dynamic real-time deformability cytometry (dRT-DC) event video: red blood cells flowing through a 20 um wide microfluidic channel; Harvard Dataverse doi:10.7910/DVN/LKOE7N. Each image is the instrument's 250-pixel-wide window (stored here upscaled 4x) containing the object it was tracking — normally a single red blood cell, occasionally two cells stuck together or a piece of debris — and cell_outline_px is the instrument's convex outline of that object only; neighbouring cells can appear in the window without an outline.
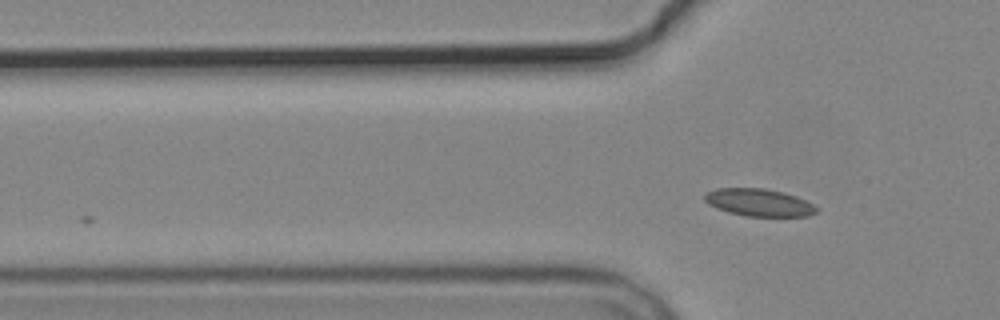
{"species": "common noctule bat (a hibernating species)", "species_latin": "Nyctalus noctula", "temperature_condition": "cold", "stored_images_in_passage": 7, "camera_frame_rate_fps": 3000, "um_per_image_px": 0.085, "animal": {"sex": "male", "body_mass_g": 19.2, "forearm_length_mm": 51.8}, "frame": {"image": 1, "passage_image": 7, "time_ms": 10.667, "image_size_px": [1000, 320], "cell_outline_px": [[816, 212], [808, 216], [744, 216], [728, 212], [716, 208], [708, 204], [704, 200], [704, 196], [708, 192], [716, 188], [764, 188], [784, 192], [796, 196], [812, 204], [816, 208]], "centroid_in_image_um": [64.47, 17.21], "position_along_channel_um": 61.3, "area_um2": 17.8}}